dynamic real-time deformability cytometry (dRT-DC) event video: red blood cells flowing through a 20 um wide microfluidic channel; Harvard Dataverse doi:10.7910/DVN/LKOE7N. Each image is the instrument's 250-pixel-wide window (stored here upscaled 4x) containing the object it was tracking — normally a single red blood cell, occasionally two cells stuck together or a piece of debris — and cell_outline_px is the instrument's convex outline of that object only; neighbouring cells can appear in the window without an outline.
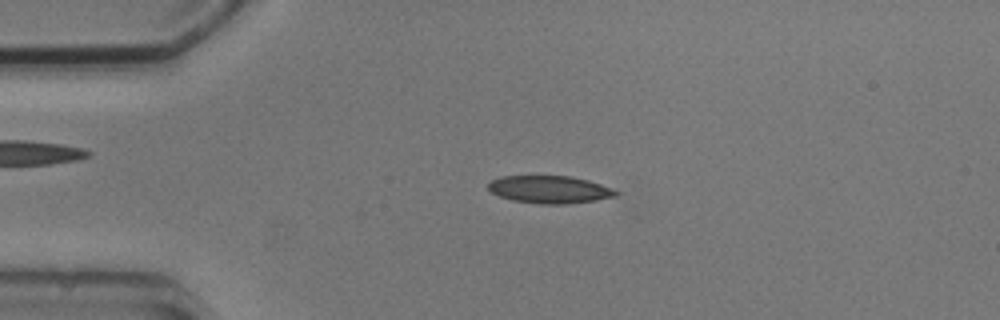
{"species": "common noctule bat (a hibernating species)", "species_latin": "Nyctalus noctula", "temperature_condition": "cold", "stored_images_in_passage": 2, "camera_frame_rate_fps": 3000, "um_per_image_px": 0.085, "animal": {"sex": "male", "body_mass_g": 20.5, "forearm_length_mm": 52.5}, "frame": {"image": 1, "passage_image": 1, "time_ms": 0.0, "image_size_px": [1000, 320], "cell_outline_px": [[620, 192], [616, 196], [596, 200], [568, 204], [540, 204], [512, 200], [500, 196], [492, 192], [488, 188], [488, 184], [492, 180], [500, 176], [568, 176], [588, 180], [612, 188]], "centroid_in_image_um": [46.73, 16.11], "position_along_channel_um": 38.3, "area_um2": 20.46}}